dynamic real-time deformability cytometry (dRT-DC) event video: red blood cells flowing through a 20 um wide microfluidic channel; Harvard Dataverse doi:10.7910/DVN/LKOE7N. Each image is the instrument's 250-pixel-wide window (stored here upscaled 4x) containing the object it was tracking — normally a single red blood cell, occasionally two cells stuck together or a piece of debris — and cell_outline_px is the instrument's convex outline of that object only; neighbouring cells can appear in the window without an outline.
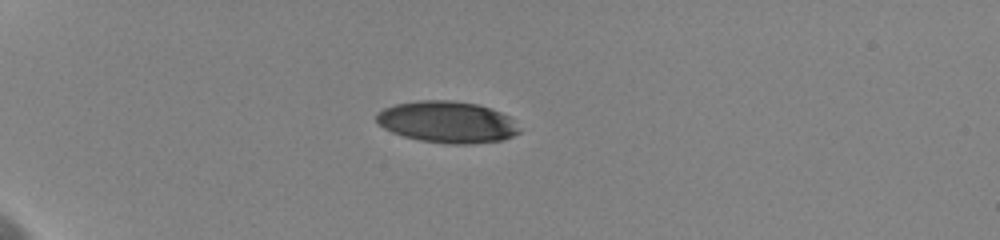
{"species": "human", "species_latin": "Homo sapiens", "temperature_condition": "cold", "stored_images_in_passage": 16, "camera_frame_rate_fps": 3000, "um_per_image_px": 0.085, "donor": {"sex": "female"}, "frame": {"image": 1, "passage_image": 1, "time_ms": 0.0, "image_size_px": [1000, 240], "cell_outline_px": [[520, 132], [504, 140], [472, 144], [448, 144], [420, 140], [404, 136], [392, 132], [376, 124], [376, 116], [384, 108], [396, 104], [420, 100], [452, 100], [476, 104], [500, 112], [508, 116]], "centroid_in_image_um": [37.98, 10.38], "position_along_channel_um": 47.0, "area_um2": 34.39}}